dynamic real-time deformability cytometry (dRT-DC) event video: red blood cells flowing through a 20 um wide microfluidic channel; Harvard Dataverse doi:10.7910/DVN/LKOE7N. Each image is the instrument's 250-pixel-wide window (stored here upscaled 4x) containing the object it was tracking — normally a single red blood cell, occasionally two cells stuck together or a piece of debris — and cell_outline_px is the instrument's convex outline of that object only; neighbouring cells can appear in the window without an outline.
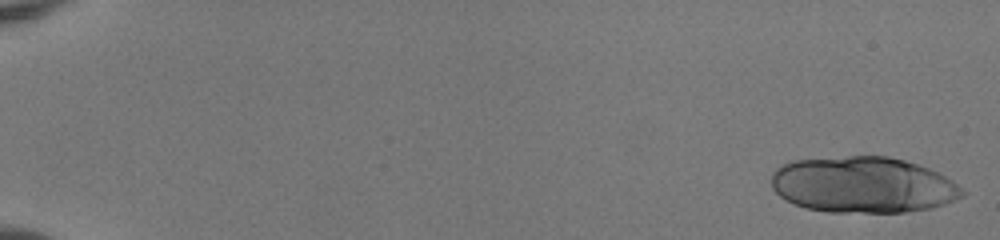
{"species": "human", "species_latin": "Homo sapiens", "temperature_condition": "room temperature", "stored_images_in_passage": 20, "camera_frame_rate_fps": 3000, "um_per_image_px": 0.085, "donor": {"sex": "female"}, "frame": {"image": 1, "passage_image": 1, "time_ms": 0.0, "image_size_px": [1000, 240], "cell_outline_px": [[968, 192], [964, 196], [944, 204], [932, 208], [904, 212], [828, 212], [804, 208], [780, 196], [772, 188], [772, 172], [780, 164], [792, 160], [848, 156], [888, 156], [904, 160], [928, 168], [952, 180]], "centroid_in_image_um": [73.36, 15.71], "position_along_channel_um": 11.6, "area_um2": 62.66}}
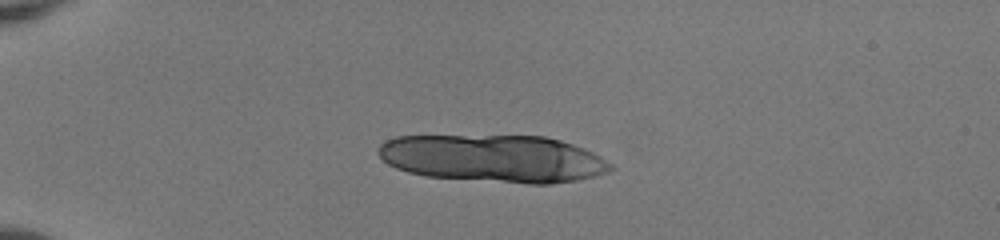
{"frame": {"image": 2, "passage_image": 14, "time_ms": 4.333, "image_size_px": [1000, 240], "cell_outline_px": [[616, 168], [596, 176], [576, 180], [552, 184], [528, 184], [424, 176], [408, 172], [396, 168], [388, 164], [376, 152], [380, 144], [384, 140], [396, 136], [544, 136], [560, 140], [584, 148], [616, 164]], "centroid_in_image_um": [41.97, 13.48], "position_along_channel_um": 43.0, "area_um2": 64.68}}